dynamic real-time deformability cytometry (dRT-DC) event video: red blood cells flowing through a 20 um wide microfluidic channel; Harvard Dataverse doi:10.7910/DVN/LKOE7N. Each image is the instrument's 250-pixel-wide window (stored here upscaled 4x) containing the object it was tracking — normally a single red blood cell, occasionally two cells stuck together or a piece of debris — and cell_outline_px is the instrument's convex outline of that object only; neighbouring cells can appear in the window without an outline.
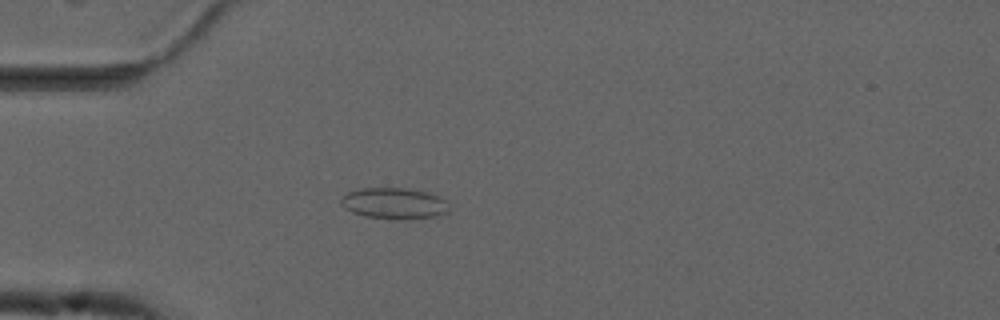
{"species": "common noctule bat (a hibernating species)", "species_latin": "Nyctalus noctula", "temperature_condition": "cold", "stored_images_in_passage": 55, "camera_frame_rate_fps": 3000, "um_per_image_px": 0.085, "animal": {"sex": "male", "forearm_length_mm": 52.5}, "frame": {"image": 1, "passage_image": 16, "time_ms": 5.0, "image_size_px": [1000, 320], "cell_outline_px": [[448, 212], [436, 216], [408, 220], [400, 220], [364, 216], [352, 212], [344, 208], [340, 204], [340, 200], [348, 192], [364, 188], [404, 188], [424, 192], [440, 196], [444, 200], [448, 208]], "centroid_in_image_um": [33.48, 17.3], "position_along_channel_um": 51.5, "area_um2": 19.59}}
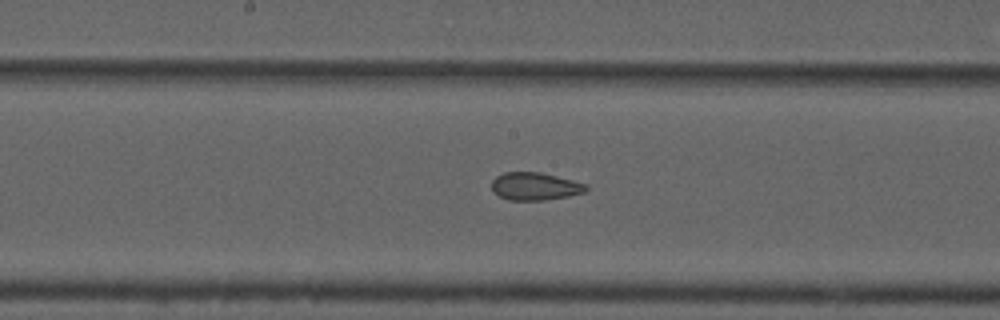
{"frame": {"image": 2, "passage_image": 29, "time_ms": 9.333, "image_size_px": [1000, 320], "cell_outline_px": [[588, 188], [584, 192], [568, 196], [544, 200], [508, 200], [492, 192], [492, 180], [496, 176], [504, 172], [540, 172], [588, 184]], "centroid_in_image_um": [45.45, 15.83], "position_along_channel_um": 202.7, "area_um2": 15.26}}
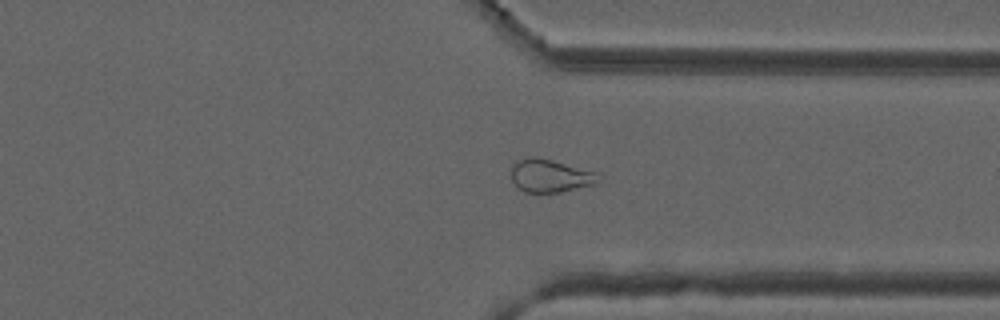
{"frame": {"image": 3, "passage_image": 42, "time_ms": 13.667, "image_size_px": [1000, 320], "cell_outline_px": [[600, 172], [596, 184], [560, 192], [524, 192], [512, 180], [512, 164], [520, 160], [532, 156], [536, 156]], "centroid_in_image_um": [46.8, 14.93], "position_along_channel_um": 364.6, "area_um2": 16.7}, "authors_computed_cell_mechanics": {"area_um2": 19.7098, "velocity_mm_per_s": 3.7369, "shape_relaxation_time_tau1_ms": null, "shape_relaxation_time_tau2_ms": 2.2876, "deformation_change_tau1": null, "deformation_change_tau2": 0.0731}}